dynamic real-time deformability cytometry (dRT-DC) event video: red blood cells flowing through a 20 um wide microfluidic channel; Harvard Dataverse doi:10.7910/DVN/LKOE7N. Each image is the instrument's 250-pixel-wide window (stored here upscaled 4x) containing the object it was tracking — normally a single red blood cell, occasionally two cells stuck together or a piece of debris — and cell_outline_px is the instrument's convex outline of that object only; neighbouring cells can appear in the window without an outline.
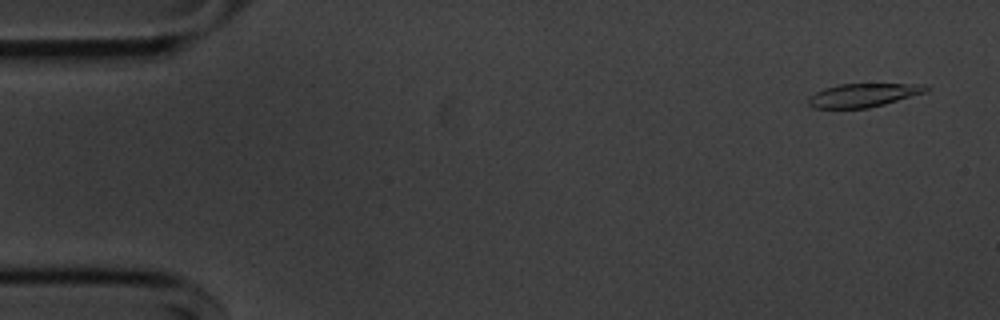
{"species": "common noctule bat (a hibernating species)", "species_latin": "Nyctalus noctula", "temperature_condition": "cold", "stored_images_in_passage": 55, "camera_frame_rate_fps": 3000, "um_per_image_px": 0.085, "animal": {"sex": "male", "body_mass_g": 20.1, "forearm_length_mm": 53.5}, "frame": {"image": 1, "passage_image": 3, "time_ms": 0.667, "image_size_px": [1000, 320], "cell_outline_px": [[928, 88], [924, 92], [884, 104], [868, 108], [816, 108], [808, 104], [808, 96], [824, 88], [840, 84], [924, 84]], "centroid_in_image_um": [73.31, 8.09], "position_along_channel_um": 11.7, "area_um2": 15.84}}
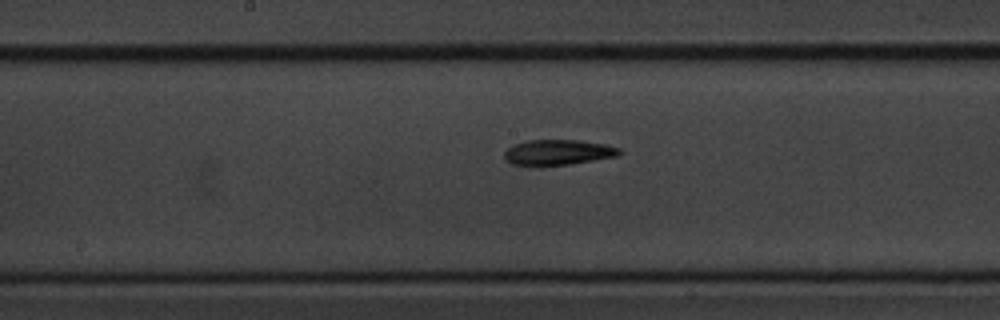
{"frame": {"image": 2, "passage_image": 28, "time_ms": 9.0, "image_size_px": [1000, 320], "cell_outline_px": [[624, 152], [620, 156], [568, 164], [512, 164], [504, 156], [504, 152], [508, 148], [516, 144], [528, 140], [580, 140], [604, 144], [620, 148]], "centroid_in_image_um": [47.53, 12.92], "position_along_channel_um": 200.7, "area_um2": 16.65}}
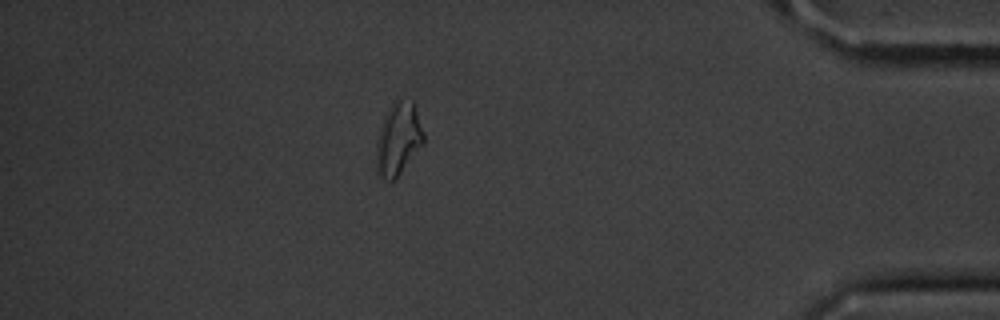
{"frame": {"image": 3, "passage_image": 48, "time_ms": 15.667, "image_size_px": [1000, 320], "cell_outline_px": [[424, 144], [400, 172], [392, 180], [384, 180], [376, 172], [376, 140], [384, 116], [392, 104], [396, 100], [412, 100], [424, 132]], "centroid_in_image_um": [33.84, 11.82], "position_along_channel_um": 401.4, "area_um2": 19.83}, "authors_computed_cell_mechanics": {"area_um2": 17.1666, "velocity_mm_per_s": 3.6251, "shape_relaxation_time_tau1_ms": 3.1813, "shape_relaxation_time_tau2_ms": 8.1427, "deformation_change_tau1": 0.143, "deformation_change_tau2": 0.1989}}